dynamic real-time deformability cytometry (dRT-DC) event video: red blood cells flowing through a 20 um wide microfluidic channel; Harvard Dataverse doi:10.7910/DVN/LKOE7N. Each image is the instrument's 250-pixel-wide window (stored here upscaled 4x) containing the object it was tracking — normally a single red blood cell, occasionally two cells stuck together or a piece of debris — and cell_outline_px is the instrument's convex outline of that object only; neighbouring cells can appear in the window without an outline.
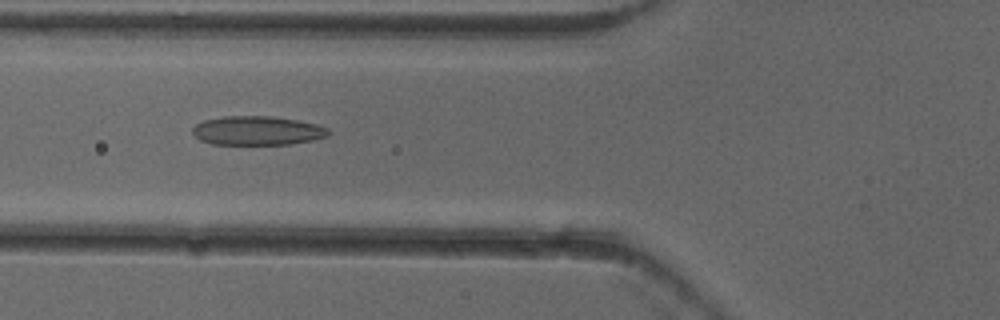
{"species": "common noctule bat (a hibernating species)", "species_latin": "Nyctalus noctula", "temperature_condition": "cold", "stored_images_in_passage": 52, "camera_frame_rate_fps": 3000, "um_per_image_px": 0.085, "animal": {"sex": "female"}, "frame": {"image": 1, "passage_image": 20, "time_ms": 6.333, "image_size_px": [1000, 320], "cell_outline_px": [[328, 136], [312, 140], [288, 144], [212, 144], [200, 140], [192, 132], [192, 128], [196, 124], [204, 120], [224, 116], [272, 116], [296, 120], [316, 124], [328, 128]], "centroid_in_image_um": [21.85, 11.1], "position_along_channel_um": 104.0, "area_um2": 22.83}}
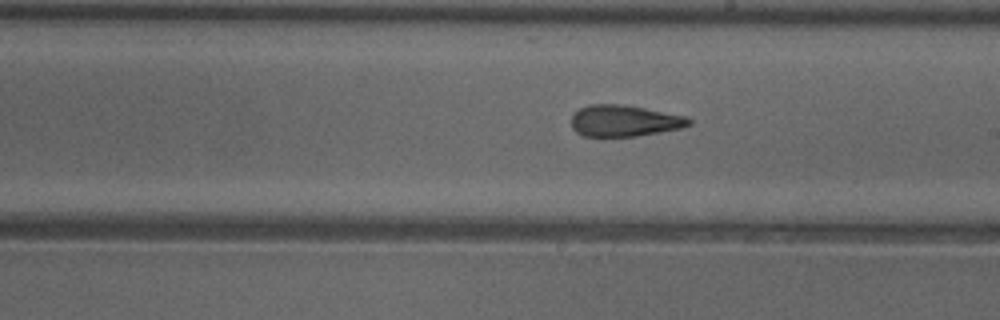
{"frame": {"image": 2, "passage_image": 30, "time_ms": 9.667, "image_size_px": [1000, 320], "cell_outline_px": [[692, 124], [684, 128], [636, 136], [584, 136], [576, 132], [572, 128], [572, 116], [580, 108], [588, 104], [624, 104], [688, 116], [692, 120]], "centroid_in_image_um": [53.12, 10.26], "position_along_channel_um": 235.9, "area_um2": 21.73}}
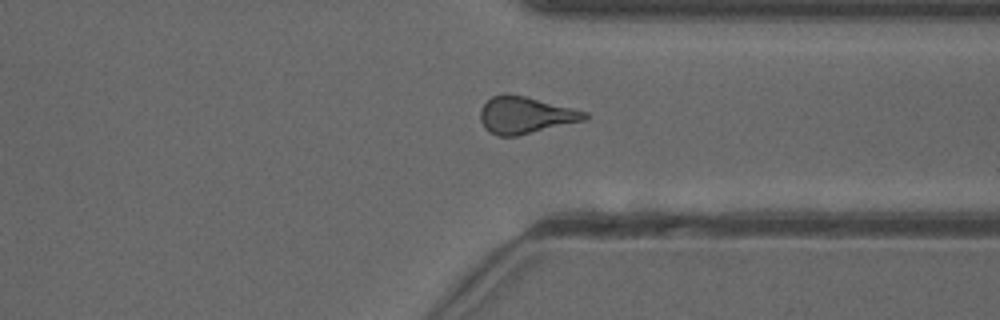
{"frame": {"image": 3, "passage_image": 40, "time_ms": 13.0, "image_size_px": [1000, 320], "cell_outline_px": [[588, 116], [584, 120], [516, 136], [496, 136], [488, 132], [484, 128], [480, 120], [480, 108], [492, 96], [504, 92], [524, 96], [588, 112]], "centroid_in_image_um": [44.59, 9.78], "position_along_channel_um": 366.8, "area_um2": 22.37}, "authors_computed_cell_mechanics": {"area_um2": 22.4264, "velocity_mm_per_s": 3.9489, "shape_relaxation_time_tau1_ms": null, "shape_relaxation_time_tau2_ms": 2.195, "deformation_change_tau1": null, "deformation_change_tau2": 0.1041}}